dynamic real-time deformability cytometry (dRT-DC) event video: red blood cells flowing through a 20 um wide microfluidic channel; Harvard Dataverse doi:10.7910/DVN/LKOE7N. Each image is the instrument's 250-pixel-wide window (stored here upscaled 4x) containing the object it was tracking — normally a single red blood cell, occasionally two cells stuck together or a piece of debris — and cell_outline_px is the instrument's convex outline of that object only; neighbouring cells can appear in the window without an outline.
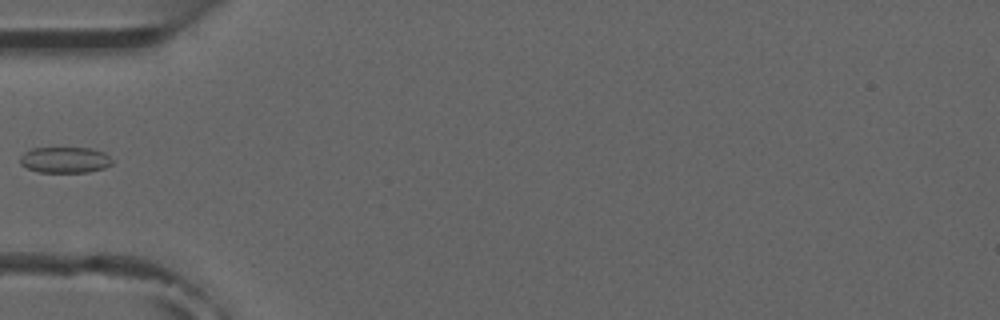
{"species": "common noctule bat (a hibernating species)", "species_latin": "Nyctalus noctula", "temperature_condition": "room temperature", "stored_images_in_passage": 3, "camera_frame_rate_fps": 3000, "um_per_image_px": 0.085, "animal": {"sex": "male", "forearm_length_mm": 52.5}, "frame": {"image": 1, "passage_image": 1, "time_ms": 0.0, "image_size_px": [1000, 320], "cell_outline_px": [[112, 164], [104, 168], [88, 172], [36, 172], [20, 164], [20, 156], [24, 152], [32, 148], [92, 148], [104, 152], [112, 160]], "centroid_in_image_um": [5.51, 13.59], "position_along_channel_um": 79.5, "area_um2": 13.99}}
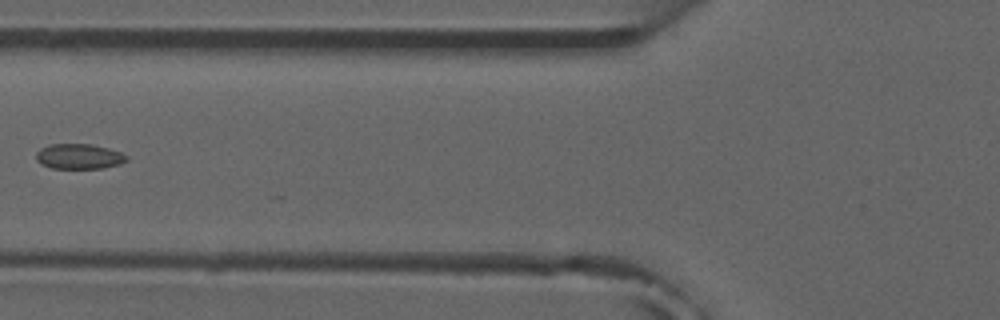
{"frame": {"image": 2, "passage_image": 2, "time_ms": 1.0, "image_size_px": [1000, 320], "cell_outline_px": [[128, 160], [120, 164], [104, 168], [52, 168], [40, 164], [36, 160], [36, 152], [40, 148], [48, 144], [92, 144], [108, 148], [120, 152], [128, 156]], "centroid_in_image_um": [6.7, 13.29], "position_along_channel_um": 119.1, "area_um2": 13.41}}
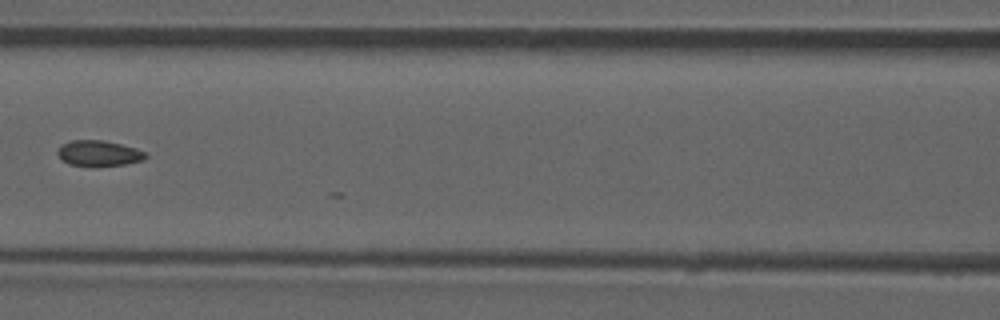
{"frame": {"image": 3, "passage_image": 3, "time_ms": 2.0, "image_size_px": [1000, 320], "cell_outline_px": [[148, 156], [140, 160], [124, 164], [96, 168], [68, 164], [56, 152], [60, 144], [72, 140], [104, 140], [136, 148], [144, 152]], "centroid_in_image_um": [8.35, 13.04], "position_along_channel_um": 158.2, "area_um2": 13.35}}